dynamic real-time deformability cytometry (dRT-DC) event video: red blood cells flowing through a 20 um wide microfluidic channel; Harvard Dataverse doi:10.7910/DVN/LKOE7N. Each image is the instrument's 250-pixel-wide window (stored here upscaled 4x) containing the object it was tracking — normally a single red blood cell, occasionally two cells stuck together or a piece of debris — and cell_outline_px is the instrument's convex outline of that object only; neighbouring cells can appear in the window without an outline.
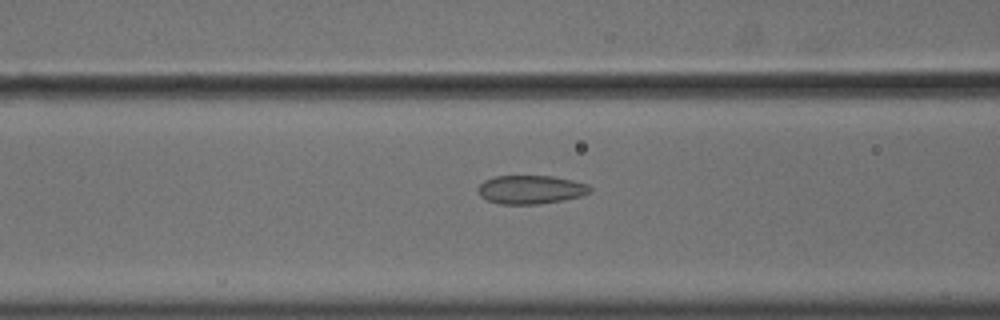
{"species": "common noctule bat (a hibernating species)", "species_latin": "Nyctalus noctula", "temperature_condition": "cold", "stored_images_in_passage": 57, "camera_frame_rate_fps": 3000, "um_per_image_px": 0.085, "animal": {"sex": "male", "body_mass_g": 18.8}, "frame": {"image": 1, "passage_image": 24, "time_ms": 7.667, "image_size_px": [1000, 320], "cell_outline_px": [[592, 192], [584, 196], [564, 200], [536, 204], [500, 204], [488, 200], [480, 196], [476, 188], [484, 180], [492, 176], [552, 176], [572, 180], [588, 184], [592, 188]], "centroid_in_image_um": [45.13, 16.11], "position_along_channel_um": 121.5, "area_um2": 18.9}}
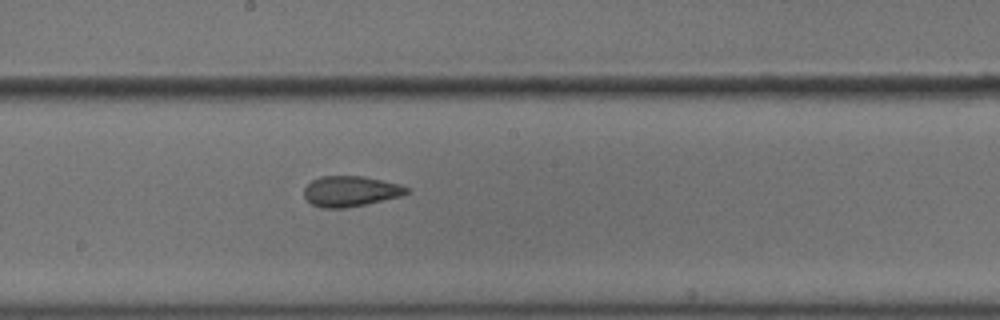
{"frame": {"image": 2, "passage_image": 32, "time_ms": 10.333, "image_size_px": [1000, 320], "cell_outline_px": [[412, 192], [404, 196], [348, 208], [320, 208], [312, 204], [304, 196], [304, 188], [312, 180], [320, 176], [364, 176], [400, 184], [408, 188]], "centroid_in_image_um": [29.84, 16.26], "position_along_channel_um": 218.4, "area_um2": 18.55}}
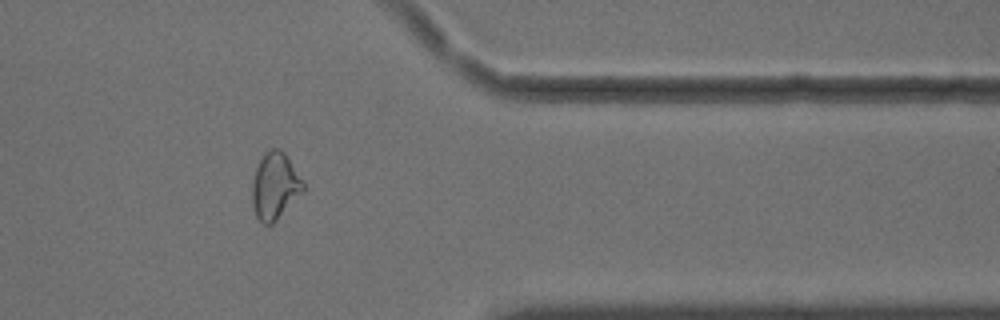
{"frame": {"image": 3, "passage_image": 47, "time_ms": 15.333, "image_size_px": [1000, 320], "cell_outline_px": [[304, 188], [276, 220], [272, 224], [264, 224], [256, 216], [252, 204], [252, 184], [256, 168], [264, 152], [272, 148], [280, 148], [284, 152], [304, 180]], "centroid_in_image_um": [23.35, 15.77], "position_along_channel_um": 388.0, "area_um2": 19.54}, "authors_computed_cell_mechanics": {"area_um2": 19.7676, "velocity_mm_per_s": 3.6212, "shape_relaxation_time_tau1_ms": null, "shape_relaxation_time_tau2_ms": 1.7525, "deformation_change_tau1": null, "deformation_change_tau2": 0.0769}}